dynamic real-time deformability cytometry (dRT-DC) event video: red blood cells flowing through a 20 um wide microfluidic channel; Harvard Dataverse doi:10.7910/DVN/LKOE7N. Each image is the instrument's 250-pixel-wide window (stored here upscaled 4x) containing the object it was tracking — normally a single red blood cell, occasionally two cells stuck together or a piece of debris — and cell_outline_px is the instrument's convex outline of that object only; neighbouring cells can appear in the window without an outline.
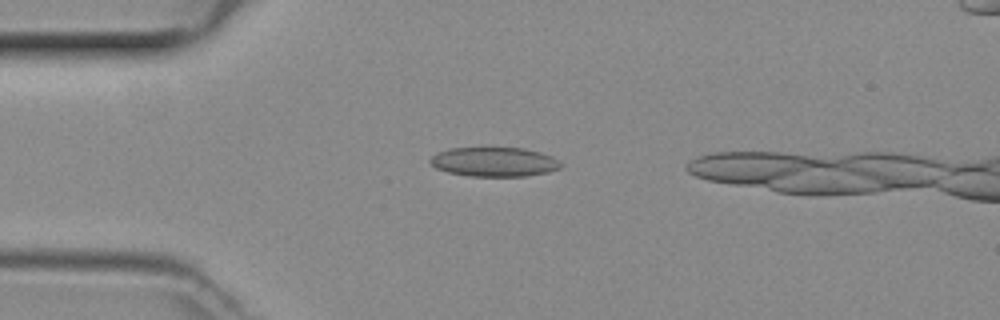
{"species": "common noctule bat (a hibernating species)", "species_latin": "Nyctalus noctula", "temperature_condition": "room temperature", "stored_images_in_passage": 36, "camera_frame_rate_fps": 3000, "um_per_image_px": 0.085, "animal": {"sex": "female", "body_mass_g": 29.2, "forearm_length_mm": 56.3}, "frame": {"image": 1, "passage_image": 8, "time_ms": 2.333, "image_size_px": [1000, 320], "cell_outline_px": [[564, 164], [560, 168], [548, 172], [524, 176], [468, 176], [448, 172], [436, 168], [428, 160], [432, 156], [448, 148], [524, 148], [540, 152], [552, 156]], "centroid_in_image_um": [42.03, 13.76], "position_along_channel_um": 43.0, "area_um2": 22.31}}
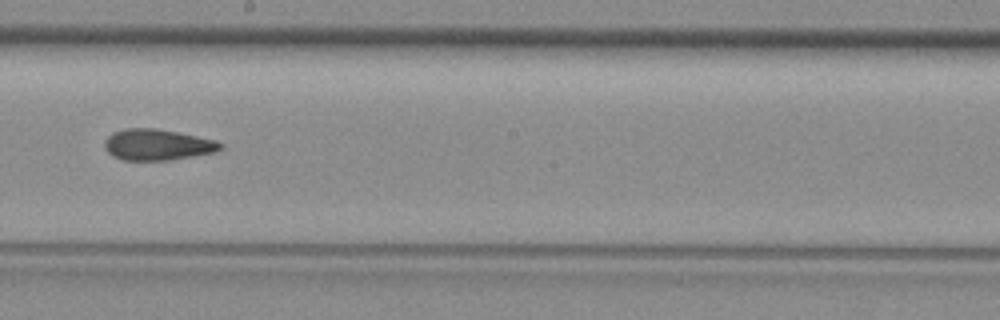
{"frame": {"image": 2, "passage_image": 23, "time_ms": 7.333, "image_size_px": [1000, 320], "cell_outline_px": [[224, 144], [216, 152], [168, 160], [124, 160], [112, 156], [104, 148], [104, 140], [112, 132], [124, 128], [156, 128], [216, 140]], "centroid_in_image_um": [13.34, 12.29], "position_along_channel_um": 234.9, "area_um2": 20.98}}
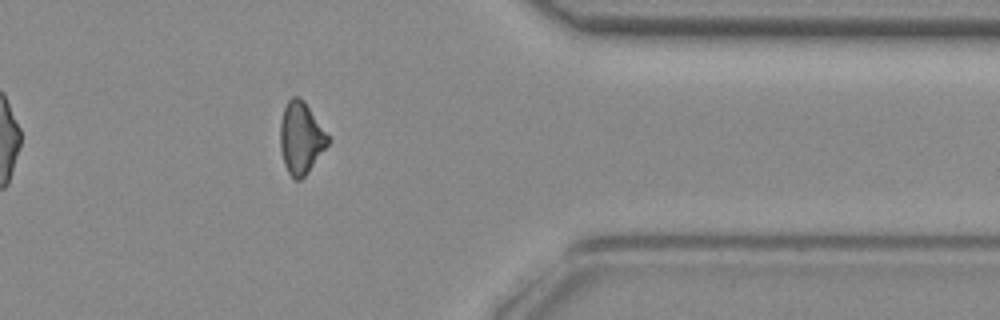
{"frame": {"image": 3, "passage_image": 35, "time_ms": 11.333, "image_size_px": [1000, 320], "cell_outline_px": [[332, 140], [304, 176], [300, 180], [296, 180], [288, 172], [284, 164], [280, 148], [280, 120], [284, 108], [288, 100], [292, 96], [300, 96], [304, 100]], "centroid_in_image_um": [25.58, 11.69], "position_along_channel_um": 385.8, "area_um2": 20.06}}